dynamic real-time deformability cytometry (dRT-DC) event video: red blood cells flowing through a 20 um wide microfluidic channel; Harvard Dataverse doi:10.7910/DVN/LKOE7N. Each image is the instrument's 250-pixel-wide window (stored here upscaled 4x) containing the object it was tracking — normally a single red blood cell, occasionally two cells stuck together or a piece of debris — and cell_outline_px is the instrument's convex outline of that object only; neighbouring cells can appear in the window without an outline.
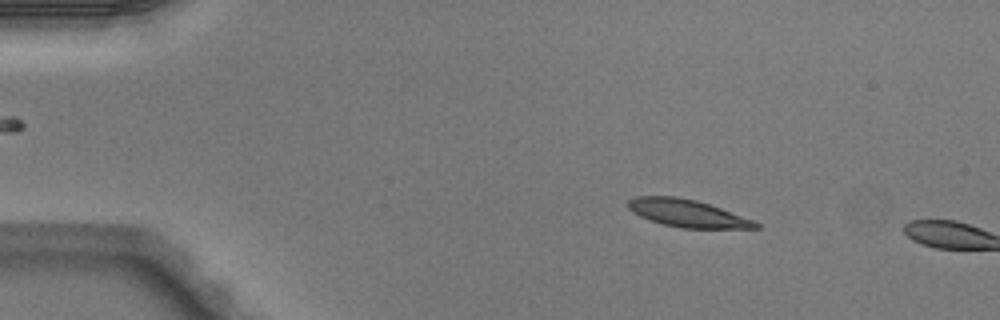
{"species": "Egyptian fruit bat (a non-hibernating species)", "species_latin": "Rousettus aegyptiacus", "temperature_condition": "warm", "stored_images_in_passage": 2, "camera_frame_rate_fps": 3000, "um_per_image_px": 0.085, "animal": {"sex": "male"}, "frame": {"image": 1, "passage_image": 1, "time_ms": 0.0, "image_size_px": [1000, 320], "cell_outline_px": [[760, 228], [680, 228], [664, 224], [640, 216], [632, 212], [628, 208], [628, 200], [636, 196], [676, 196], [696, 200], [720, 208], [752, 220], [760, 224]], "centroid_in_image_um": [58.39, 18.12], "position_along_channel_um": 26.6, "area_um2": 20.11}}